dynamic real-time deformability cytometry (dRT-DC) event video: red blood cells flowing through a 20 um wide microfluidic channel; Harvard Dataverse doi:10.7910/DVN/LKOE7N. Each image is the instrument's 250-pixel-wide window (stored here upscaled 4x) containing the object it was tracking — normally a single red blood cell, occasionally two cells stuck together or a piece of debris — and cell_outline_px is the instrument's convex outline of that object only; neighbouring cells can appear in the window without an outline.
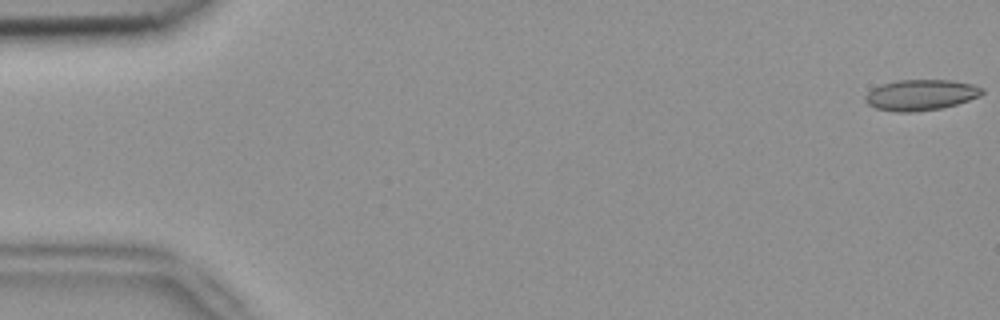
{"species": "common noctule bat (a hibernating species)", "species_latin": "Nyctalus noctula", "temperature_condition": "room temperature", "stored_images_in_passage": 4, "camera_frame_rate_fps": 3000, "um_per_image_px": 0.085, "animal": {"sex": "female", "body_mass_g": 18.4}, "frame": {"image": 1, "passage_image": 1, "time_ms": 0.0, "image_size_px": [1000, 320], "cell_outline_px": [[984, 92], [980, 96], [956, 104], [940, 108], [912, 112], [896, 112], [876, 108], [868, 104], [864, 100], [864, 96], [872, 88], [880, 84], [896, 80], [952, 80], [972, 84], [984, 88]], "centroid_in_image_um": [78.24, 8.06], "position_along_channel_um": 6.8, "area_um2": 21.04}}
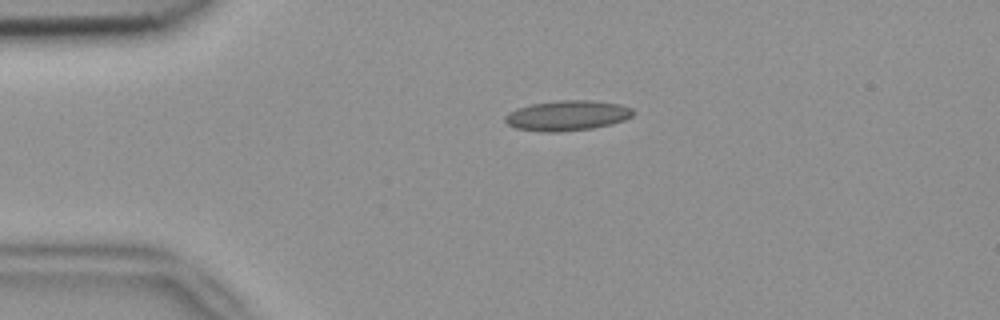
{"frame": {"image": 2, "passage_image": 4, "time_ms": 1.0, "image_size_px": [1000, 320], "cell_outline_px": [[636, 112], [632, 116], [624, 120], [612, 124], [592, 128], [556, 132], [544, 132], [516, 128], [508, 124], [504, 120], [504, 116], [508, 112], [516, 108], [532, 104], [556, 100], [596, 100], [620, 104], [632, 108]], "centroid_in_image_um": [48.23, 9.81], "position_along_channel_um": 36.8, "area_um2": 22.72}}